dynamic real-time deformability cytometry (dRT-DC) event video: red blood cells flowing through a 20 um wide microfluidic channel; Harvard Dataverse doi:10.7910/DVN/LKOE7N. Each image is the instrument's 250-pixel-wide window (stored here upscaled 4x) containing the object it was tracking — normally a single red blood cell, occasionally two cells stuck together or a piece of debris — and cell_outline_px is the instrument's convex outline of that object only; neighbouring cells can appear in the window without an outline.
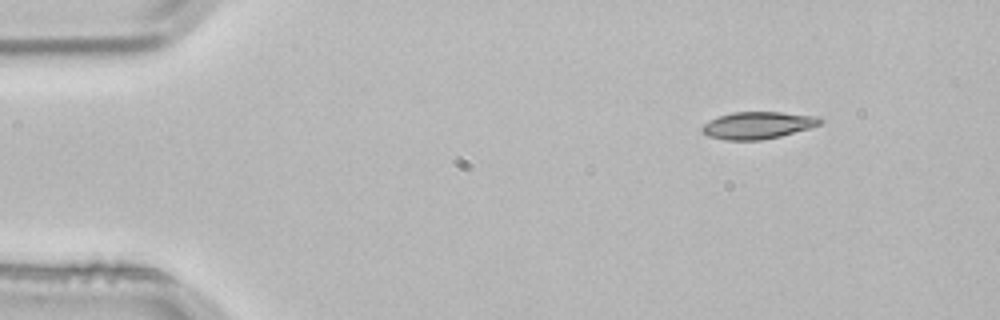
{"species": "common noctule bat (a hibernating species)", "species_latin": "Nyctalus noctula", "temperature_condition": "room temperature", "stored_images_in_passage": 3, "camera_frame_rate_fps": 3000, "um_per_image_px": 0.085, "animal": {"sex": "male", "body_mass_g": 21.5, "forearm_length_mm": 52.0}, "frame": {"image": 1, "passage_image": 1, "time_ms": 0.0, "image_size_px": [1000, 320], "cell_outline_px": [[824, 120], [820, 124], [808, 128], [780, 136], [760, 140], [724, 140], [708, 136], [700, 128], [704, 124], [720, 116], [732, 112], [780, 112], [820, 116]], "centroid_in_image_um": [64.43, 10.64], "position_along_channel_um": 20.6, "area_um2": 18.5}}
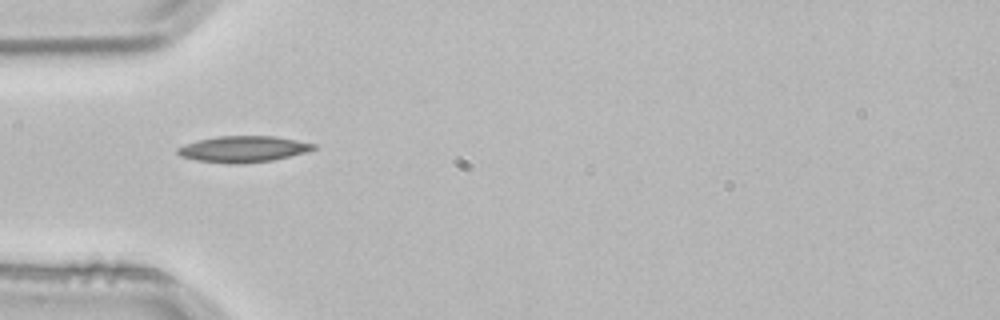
{"frame": {"image": 2, "passage_image": 3, "time_ms": 0.667, "image_size_px": [1000, 320], "cell_outline_px": [[316, 148], [304, 152], [272, 160], [228, 164], [196, 160], [180, 156], [176, 152], [176, 148], [184, 144], [196, 140], [216, 136], [272, 136], [296, 140], [316, 144]], "centroid_in_image_um": [20.59, 12.66], "position_along_channel_um": 64.4, "area_um2": 20.58}}